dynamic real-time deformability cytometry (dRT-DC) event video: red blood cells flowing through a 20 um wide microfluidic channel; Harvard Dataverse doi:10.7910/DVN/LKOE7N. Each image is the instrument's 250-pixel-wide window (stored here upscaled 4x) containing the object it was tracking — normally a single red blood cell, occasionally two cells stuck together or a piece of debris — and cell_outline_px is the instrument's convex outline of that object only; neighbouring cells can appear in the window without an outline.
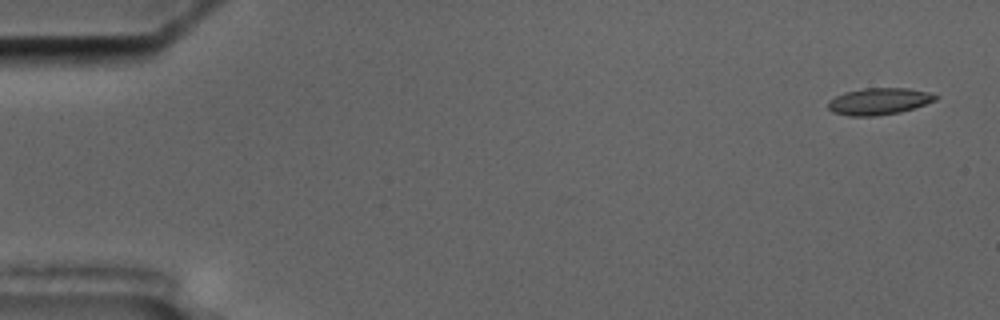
{"species": "common noctule bat (a hibernating species)", "species_latin": "Nyctalus noctula", "temperature_condition": "cold", "stored_images_in_passage": 6, "camera_frame_rate_fps": 3000, "um_per_image_px": 0.085, "animal": {"sex": "male", "body_mass_g": 17.5, "forearm_length_mm": 52.3}, "frame": {"image": 1, "passage_image": 1, "time_ms": 0.0, "image_size_px": [1000, 320], "cell_outline_px": [[940, 96], [936, 100], [900, 112], [876, 116], [848, 116], [832, 112], [828, 108], [828, 100], [844, 92], [864, 88], [908, 88], [928, 92]], "centroid_in_image_um": [74.68, 8.61], "position_along_channel_um": 10.3, "area_um2": 16.76}}
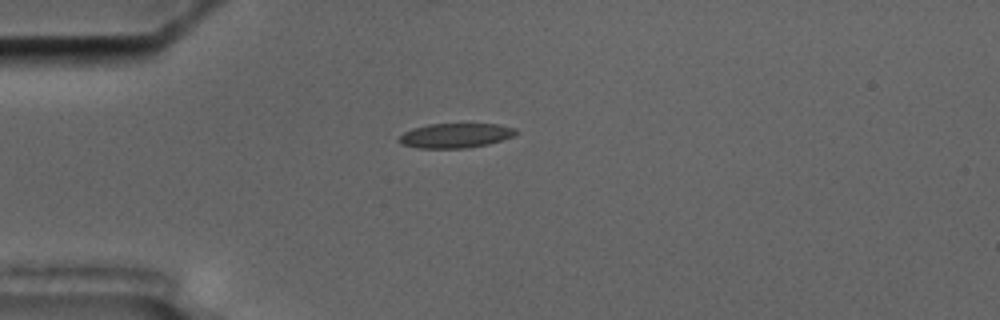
{"frame": {"image": 2, "passage_image": 5, "time_ms": 4.333, "image_size_px": [1000, 320], "cell_outline_px": [[516, 132], [512, 136], [488, 144], [464, 148], [416, 148], [400, 144], [396, 140], [404, 132], [412, 128], [428, 124], [460, 120], [468, 120], [500, 124], [516, 128]], "centroid_in_image_um": [38.7, 11.45], "position_along_channel_um": 46.3, "area_um2": 17.92}}